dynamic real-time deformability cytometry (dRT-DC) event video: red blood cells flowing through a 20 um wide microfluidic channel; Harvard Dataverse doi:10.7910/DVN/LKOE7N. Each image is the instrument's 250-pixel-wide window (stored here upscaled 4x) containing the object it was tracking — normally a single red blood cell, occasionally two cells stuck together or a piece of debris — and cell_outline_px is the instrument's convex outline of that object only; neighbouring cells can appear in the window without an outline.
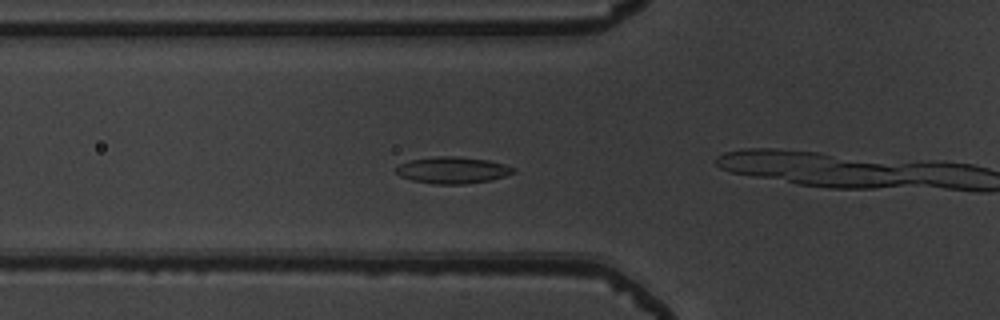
{"species": "common noctule bat (a hibernating species)", "species_latin": "Nyctalus noctula", "temperature_condition": "warm", "stored_images_in_passage": 49, "camera_frame_rate_fps": 3000, "um_per_image_px": 0.085, "animal": {"sex": "male", "body_mass_g": 19.5, "forearm_length_mm": 54.6}, "frame": {"image": 1, "passage_image": 15, "time_ms": 4.667, "image_size_px": [1000, 320], "cell_outline_px": [[516, 172], [492, 180], [464, 184], [432, 184], [412, 180], [400, 176], [396, 172], [396, 168], [400, 164], [408, 160], [436, 156], [460, 156], [488, 160], [504, 164], [516, 168]], "centroid_in_image_um": [38.48, 14.46], "position_along_channel_um": 87.3, "area_um2": 18.38}, "authors_computed_cell_mechanics": {"area_um2": 17.2822, "velocity_mm_per_s": 3.9192, "shape_relaxation_time_tau1_ms": 2.7054, "shape_relaxation_time_tau2_ms": 3.4319, "deformation_change_tau1": 0.0749, "deformation_change_tau2": 0.0731}}